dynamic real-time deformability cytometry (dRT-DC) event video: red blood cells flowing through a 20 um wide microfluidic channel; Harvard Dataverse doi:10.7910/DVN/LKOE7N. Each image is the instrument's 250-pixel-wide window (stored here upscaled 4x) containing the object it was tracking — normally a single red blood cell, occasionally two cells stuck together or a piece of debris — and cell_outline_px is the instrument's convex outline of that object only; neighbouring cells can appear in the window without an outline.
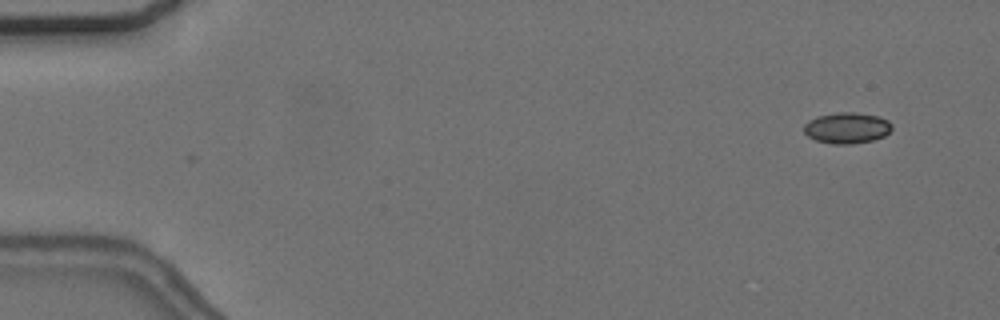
{"species": "common noctule bat (a hibernating species)", "species_latin": "Nyctalus noctula", "temperature_condition": "cold", "stored_images_in_passage": 5, "camera_frame_rate_fps": 3000, "um_per_image_px": 0.085, "animal": {"sex": "female", "body_mass_g": 24.6, "forearm_length_mm": 56.2}, "frame": {"image": 1, "passage_image": 4, "time_ms": 1.0, "image_size_px": [1000, 320], "cell_outline_px": [[892, 128], [884, 136], [872, 140], [852, 144], [832, 144], [816, 140], [808, 136], [804, 132], [804, 124], [808, 120], [816, 116], [836, 112], [856, 112], [876, 116], [888, 120], [892, 124]], "centroid_in_image_um": [71.96, 10.87], "position_along_channel_um": 13.0, "area_um2": 15.95}}